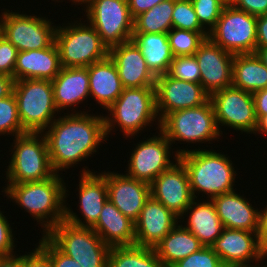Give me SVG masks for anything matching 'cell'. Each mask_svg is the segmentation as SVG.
<instances>
[{
    "instance_id": "obj_1",
    "label": "cell",
    "mask_w": 267,
    "mask_h": 267,
    "mask_svg": "<svg viewBox=\"0 0 267 267\" xmlns=\"http://www.w3.org/2000/svg\"><path fill=\"white\" fill-rule=\"evenodd\" d=\"M66 114L55 119L43 132L55 173L88 159L107 140L104 114L96 116L76 110Z\"/></svg>"
},
{
    "instance_id": "obj_2",
    "label": "cell",
    "mask_w": 267,
    "mask_h": 267,
    "mask_svg": "<svg viewBox=\"0 0 267 267\" xmlns=\"http://www.w3.org/2000/svg\"><path fill=\"white\" fill-rule=\"evenodd\" d=\"M60 174L41 181L7 183L5 196L32 215L46 235L54 226L65 220V205L68 189ZM67 192V193H66Z\"/></svg>"
},
{
    "instance_id": "obj_3",
    "label": "cell",
    "mask_w": 267,
    "mask_h": 267,
    "mask_svg": "<svg viewBox=\"0 0 267 267\" xmlns=\"http://www.w3.org/2000/svg\"><path fill=\"white\" fill-rule=\"evenodd\" d=\"M178 159L185 166L193 197L201 192L207 194L206 199L216 197L235 190L236 171L229 156L206 149H178ZM198 192V193H197ZM196 193V194H195Z\"/></svg>"
},
{
    "instance_id": "obj_4",
    "label": "cell",
    "mask_w": 267,
    "mask_h": 267,
    "mask_svg": "<svg viewBox=\"0 0 267 267\" xmlns=\"http://www.w3.org/2000/svg\"><path fill=\"white\" fill-rule=\"evenodd\" d=\"M107 110L109 114L104 116L107 137L118 126L126 139H132L157 119L156 125L160 130L155 87L124 88Z\"/></svg>"
},
{
    "instance_id": "obj_5",
    "label": "cell",
    "mask_w": 267,
    "mask_h": 267,
    "mask_svg": "<svg viewBox=\"0 0 267 267\" xmlns=\"http://www.w3.org/2000/svg\"><path fill=\"white\" fill-rule=\"evenodd\" d=\"M7 167L8 183H27L52 177L47 141L43 133L27 132L14 137Z\"/></svg>"
},
{
    "instance_id": "obj_6",
    "label": "cell",
    "mask_w": 267,
    "mask_h": 267,
    "mask_svg": "<svg viewBox=\"0 0 267 267\" xmlns=\"http://www.w3.org/2000/svg\"><path fill=\"white\" fill-rule=\"evenodd\" d=\"M22 128L26 132L43 133L56 119L53 88L50 80L22 79L14 81Z\"/></svg>"
},
{
    "instance_id": "obj_7",
    "label": "cell",
    "mask_w": 267,
    "mask_h": 267,
    "mask_svg": "<svg viewBox=\"0 0 267 267\" xmlns=\"http://www.w3.org/2000/svg\"><path fill=\"white\" fill-rule=\"evenodd\" d=\"M62 253L82 267H107L111 247L91 227L63 220L45 235Z\"/></svg>"
},
{
    "instance_id": "obj_8",
    "label": "cell",
    "mask_w": 267,
    "mask_h": 267,
    "mask_svg": "<svg viewBox=\"0 0 267 267\" xmlns=\"http://www.w3.org/2000/svg\"><path fill=\"white\" fill-rule=\"evenodd\" d=\"M57 26L55 43L62 67H88L105 59L109 49L102 43L95 28L81 20Z\"/></svg>"
},
{
    "instance_id": "obj_9",
    "label": "cell",
    "mask_w": 267,
    "mask_h": 267,
    "mask_svg": "<svg viewBox=\"0 0 267 267\" xmlns=\"http://www.w3.org/2000/svg\"><path fill=\"white\" fill-rule=\"evenodd\" d=\"M160 131L171 144L176 141L211 144L222 136L210 99L203 105L168 113L160 121Z\"/></svg>"
},
{
    "instance_id": "obj_10",
    "label": "cell",
    "mask_w": 267,
    "mask_h": 267,
    "mask_svg": "<svg viewBox=\"0 0 267 267\" xmlns=\"http://www.w3.org/2000/svg\"><path fill=\"white\" fill-rule=\"evenodd\" d=\"M83 4L86 21L108 49L132 40L134 18L127 0H86Z\"/></svg>"
},
{
    "instance_id": "obj_11",
    "label": "cell",
    "mask_w": 267,
    "mask_h": 267,
    "mask_svg": "<svg viewBox=\"0 0 267 267\" xmlns=\"http://www.w3.org/2000/svg\"><path fill=\"white\" fill-rule=\"evenodd\" d=\"M257 17L228 3L208 38L232 54L255 53Z\"/></svg>"
},
{
    "instance_id": "obj_12",
    "label": "cell",
    "mask_w": 267,
    "mask_h": 267,
    "mask_svg": "<svg viewBox=\"0 0 267 267\" xmlns=\"http://www.w3.org/2000/svg\"><path fill=\"white\" fill-rule=\"evenodd\" d=\"M4 10L0 15V34L9 40L18 52L48 48L55 42L57 26L52 25L48 17Z\"/></svg>"
},
{
    "instance_id": "obj_13",
    "label": "cell",
    "mask_w": 267,
    "mask_h": 267,
    "mask_svg": "<svg viewBox=\"0 0 267 267\" xmlns=\"http://www.w3.org/2000/svg\"><path fill=\"white\" fill-rule=\"evenodd\" d=\"M213 104L216 122L236 131L253 134L257 126L253 95L233 85L226 87L210 96ZM220 125V126H219Z\"/></svg>"
},
{
    "instance_id": "obj_14",
    "label": "cell",
    "mask_w": 267,
    "mask_h": 267,
    "mask_svg": "<svg viewBox=\"0 0 267 267\" xmlns=\"http://www.w3.org/2000/svg\"><path fill=\"white\" fill-rule=\"evenodd\" d=\"M171 146V142L160 130L158 136L153 135L137 143L129 158L125 174L150 184L174 164V161L170 160Z\"/></svg>"
},
{
    "instance_id": "obj_15",
    "label": "cell",
    "mask_w": 267,
    "mask_h": 267,
    "mask_svg": "<svg viewBox=\"0 0 267 267\" xmlns=\"http://www.w3.org/2000/svg\"><path fill=\"white\" fill-rule=\"evenodd\" d=\"M155 90L159 121L170 112L197 107L210 99L201 83L174 79L168 74L156 77Z\"/></svg>"
},
{
    "instance_id": "obj_16",
    "label": "cell",
    "mask_w": 267,
    "mask_h": 267,
    "mask_svg": "<svg viewBox=\"0 0 267 267\" xmlns=\"http://www.w3.org/2000/svg\"><path fill=\"white\" fill-rule=\"evenodd\" d=\"M175 163L150 183L151 197L180 217L194 199L188 172L174 154Z\"/></svg>"
},
{
    "instance_id": "obj_17",
    "label": "cell",
    "mask_w": 267,
    "mask_h": 267,
    "mask_svg": "<svg viewBox=\"0 0 267 267\" xmlns=\"http://www.w3.org/2000/svg\"><path fill=\"white\" fill-rule=\"evenodd\" d=\"M210 247L224 267L249 266L251 262L257 265L267 257L259 246L257 232L224 228Z\"/></svg>"
},
{
    "instance_id": "obj_18",
    "label": "cell",
    "mask_w": 267,
    "mask_h": 267,
    "mask_svg": "<svg viewBox=\"0 0 267 267\" xmlns=\"http://www.w3.org/2000/svg\"><path fill=\"white\" fill-rule=\"evenodd\" d=\"M194 56L200 69V83L209 96L232 85L234 54L206 38Z\"/></svg>"
},
{
    "instance_id": "obj_19",
    "label": "cell",
    "mask_w": 267,
    "mask_h": 267,
    "mask_svg": "<svg viewBox=\"0 0 267 267\" xmlns=\"http://www.w3.org/2000/svg\"><path fill=\"white\" fill-rule=\"evenodd\" d=\"M85 167L81 172L79 179V188H77L79 197V209L81 221L76 213L70 207L65 205V220L80 227H93L98 221L99 214L108 200V189L106 179L96 172H92Z\"/></svg>"
},
{
    "instance_id": "obj_20",
    "label": "cell",
    "mask_w": 267,
    "mask_h": 267,
    "mask_svg": "<svg viewBox=\"0 0 267 267\" xmlns=\"http://www.w3.org/2000/svg\"><path fill=\"white\" fill-rule=\"evenodd\" d=\"M106 179L108 199L132 221L139 218L146 201L150 198V184L133 179L127 174L100 172Z\"/></svg>"
},
{
    "instance_id": "obj_21",
    "label": "cell",
    "mask_w": 267,
    "mask_h": 267,
    "mask_svg": "<svg viewBox=\"0 0 267 267\" xmlns=\"http://www.w3.org/2000/svg\"><path fill=\"white\" fill-rule=\"evenodd\" d=\"M179 217L153 197L146 201L135 224V245L154 249L178 224Z\"/></svg>"
},
{
    "instance_id": "obj_22",
    "label": "cell",
    "mask_w": 267,
    "mask_h": 267,
    "mask_svg": "<svg viewBox=\"0 0 267 267\" xmlns=\"http://www.w3.org/2000/svg\"><path fill=\"white\" fill-rule=\"evenodd\" d=\"M108 55L117 67L124 88L155 87L156 77L133 40L110 48Z\"/></svg>"
},
{
    "instance_id": "obj_23",
    "label": "cell",
    "mask_w": 267,
    "mask_h": 267,
    "mask_svg": "<svg viewBox=\"0 0 267 267\" xmlns=\"http://www.w3.org/2000/svg\"><path fill=\"white\" fill-rule=\"evenodd\" d=\"M235 191L220 194L211 199L219 219L224 228L257 232L259 209L252 207L247 198H243V195Z\"/></svg>"
},
{
    "instance_id": "obj_24",
    "label": "cell",
    "mask_w": 267,
    "mask_h": 267,
    "mask_svg": "<svg viewBox=\"0 0 267 267\" xmlns=\"http://www.w3.org/2000/svg\"><path fill=\"white\" fill-rule=\"evenodd\" d=\"M60 53L54 42L50 47L40 50L19 51L13 78L15 81L22 79H41L52 81L60 72Z\"/></svg>"
},
{
    "instance_id": "obj_25",
    "label": "cell",
    "mask_w": 267,
    "mask_h": 267,
    "mask_svg": "<svg viewBox=\"0 0 267 267\" xmlns=\"http://www.w3.org/2000/svg\"><path fill=\"white\" fill-rule=\"evenodd\" d=\"M51 84L59 113L81 104L90 96L87 67H62Z\"/></svg>"
},
{
    "instance_id": "obj_26",
    "label": "cell",
    "mask_w": 267,
    "mask_h": 267,
    "mask_svg": "<svg viewBox=\"0 0 267 267\" xmlns=\"http://www.w3.org/2000/svg\"><path fill=\"white\" fill-rule=\"evenodd\" d=\"M90 97L107 109L123 92V85L114 61L108 55L105 59L87 67Z\"/></svg>"
},
{
    "instance_id": "obj_27",
    "label": "cell",
    "mask_w": 267,
    "mask_h": 267,
    "mask_svg": "<svg viewBox=\"0 0 267 267\" xmlns=\"http://www.w3.org/2000/svg\"><path fill=\"white\" fill-rule=\"evenodd\" d=\"M92 229L110 247L135 245V224L109 199L105 202Z\"/></svg>"
},
{
    "instance_id": "obj_28",
    "label": "cell",
    "mask_w": 267,
    "mask_h": 267,
    "mask_svg": "<svg viewBox=\"0 0 267 267\" xmlns=\"http://www.w3.org/2000/svg\"><path fill=\"white\" fill-rule=\"evenodd\" d=\"M205 201V202H204ZM199 202L192 200L179 219H183L187 214V225L183 227L193 233L204 246H211L222 234L224 226L219 219L214 203L211 199ZM188 213H190L188 215ZM183 215H185L183 217Z\"/></svg>"
},
{
    "instance_id": "obj_29",
    "label": "cell",
    "mask_w": 267,
    "mask_h": 267,
    "mask_svg": "<svg viewBox=\"0 0 267 267\" xmlns=\"http://www.w3.org/2000/svg\"><path fill=\"white\" fill-rule=\"evenodd\" d=\"M132 40L140 48L148 69L155 77L168 73L174 56L167 33H133Z\"/></svg>"
},
{
    "instance_id": "obj_30",
    "label": "cell",
    "mask_w": 267,
    "mask_h": 267,
    "mask_svg": "<svg viewBox=\"0 0 267 267\" xmlns=\"http://www.w3.org/2000/svg\"><path fill=\"white\" fill-rule=\"evenodd\" d=\"M204 245L183 225L177 224L154 248L158 258L166 267L199 251Z\"/></svg>"
},
{
    "instance_id": "obj_31",
    "label": "cell",
    "mask_w": 267,
    "mask_h": 267,
    "mask_svg": "<svg viewBox=\"0 0 267 267\" xmlns=\"http://www.w3.org/2000/svg\"><path fill=\"white\" fill-rule=\"evenodd\" d=\"M232 85L252 94L267 88V67L256 53L234 55Z\"/></svg>"
},
{
    "instance_id": "obj_32",
    "label": "cell",
    "mask_w": 267,
    "mask_h": 267,
    "mask_svg": "<svg viewBox=\"0 0 267 267\" xmlns=\"http://www.w3.org/2000/svg\"><path fill=\"white\" fill-rule=\"evenodd\" d=\"M107 267H166L152 248L114 246L108 255Z\"/></svg>"
},
{
    "instance_id": "obj_33",
    "label": "cell",
    "mask_w": 267,
    "mask_h": 267,
    "mask_svg": "<svg viewBox=\"0 0 267 267\" xmlns=\"http://www.w3.org/2000/svg\"><path fill=\"white\" fill-rule=\"evenodd\" d=\"M175 0H165L134 18L133 33H168L172 29Z\"/></svg>"
},
{
    "instance_id": "obj_34",
    "label": "cell",
    "mask_w": 267,
    "mask_h": 267,
    "mask_svg": "<svg viewBox=\"0 0 267 267\" xmlns=\"http://www.w3.org/2000/svg\"><path fill=\"white\" fill-rule=\"evenodd\" d=\"M208 33L172 28L167 34L173 56L194 55L199 46L208 38Z\"/></svg>"
},
{
    "instance_id": "obj_35",
    "label": "cell",
    "mask_w": 267,
    "mask_h": 267,
    "mask_svg": "<svg viewBox=\"0 0 267 267\" xmlns=\"http://www.w3.org/2000/svg\"><path fill=\"white\" fill-rule=\"evenodd\" d=\"M25 133L20 123L15 95L12 93L0 99V135L18 136Z\"/></svg>"
},
{
    "instance_id": "obj_36",
    "label": "cell",
    "mask_w": 267,
    "mask_h": 267,
    "mask_svg": "<svg viewBox=\"0 0 267 267\" xmlns=\"http://www.w3.org/2000/svg\"><path fill=\"white\" fill-rule=\"evenodd\" d=\"M172 28L194 32H208L198 20L191 0H175L172 15Z\"/></svg>"
},
{
    "instance_id": "obj_37",
    "label": "cell",
    "mask_w": 267,
    "mask_h": 267,
    "mask_svg": "<svg viewBox=\"0 0 267 267\" xmlns=\"http://www.w3.org/2000/svg\"><path fill=\"white\" fill-rule=\"evenodd\" d=\"M199 23L209 32L221 16L226 0H191Z\"/></svg>"
},
{
    "instance_id": "obj_38",
    "label": "cell",
    "mask_w": 267,
    "mask_h": 267,
    "mask_svg": "<svg viewBox=\"0 0 267 267\" xmlns=\"http://www.w3.org/2000/svg\"><path fill=\"white\" fill-rule=\"evenodd\" d=\"M167 74L174 79L200 83V69L194 55L174 57Z\"/></svg>"
},
{
    "instance_id": "obj_39",
    "label": "cell",
    "mask_w": 267,
    "mask_h": 267,
    "mask_svg": "<svg viewBox=\"0 0 267 267\" xmlns=\"http://www.w3.org/2000/svg\"><path fill=\"white\" fill-rule=\"evenodd\" d=\"M172 267H224L219 256L210 246H204L199 251L178 261Z\"/></svg>"
},
{
    "instance_id": "obj_40",
    "label": "cell",
    "mask_w": 267,
    "mask_h": 267,
    "mask_svg": "<svg viewBox=\"0 0 267 267\" xmlns=\"http://www.w3.org/2000/svg\"><path fill=\"white\" fill-rule=\"evenodd\" d=\"M37 246L50 257L53 267H82L76 260L62 253L45 235L39 239Z\"/></svg>"
},
{
    "instance_id": "obj_41",
    "label": "cell",
    "mask_w": 267,
    "mask_h": 267,
    "mask_svg": "<svg viewBox=\"0 0 267 267\" xmlns=\"http://www.w3.org/2000/svg\"><path fill=\"white\" fill-rule=\"evenodd\" d=\"M17 53L16 47L0 34V74L13 77Z\"/></svg>"
},
{
    "instance_id": "obj_42",
    "label": "cell",
    "mask_w": 267,
    "mask_h": 267,
    "mask_svg": "<svg viewBox=\"0 0 267 267\" xmlns=\"http://www.w3.org/2000/svg\"><path fill=\"white\" fill-rule=\"evenodd\" d=\"M4 212L0 210V257H7L16 254L13 250L16 244L9 220L7 216L3 215ZM15 244V245H14Z\"/></svg>"
},
{
    "instance_id": "obj_43",
    "label": "cell",
    "mask_w": 267,
    "mask_h": 267,
    "mask_svg": "<svg viewBox=\"0 0 267 267\" xmlns=\"http://www.w3.org/2000/svg\"><path fill=\"white\" fill-rule=\"evenodd\" d=\"M230 4L256 17L267 14V0H231Z\"/></svg>"
},
{
    "instance_id": "obj_44",
    "label": "cell",
    "mask_w": 267,
    "mask_h": 267,
    "mask_svg": "<svg viewBox=\"0 0 267 267\" xmlns=\"http://www.w3.org/2000/svg\"><path fill=\"white\" fill-rule=\"evenodd\" d=\"M23 267H53L50 257L38 246L23 255Z\"/></svg>"
},
{
    "instance_id": "obj_45",
    "label": "cell",
    "mask_w": 267,
    "mask_h": 267,
    "mask_svg": "<svg viewBox=\"0 0 267 267\" xmlns=\"http://www.w3.org/2000/svg\"><path fill=\"white\" fill-rule=\"evenodd\" d=\"M257 238L260 248L267 254V204L259 211Z\"/></svg>"
},
{
    "instance_id": "obj_46",
    "label": "cell",
    "mask_w": 267,
    "mask_h": 267,
    "mask_svg": "<svg viewBox=\"0 0 267 267\" xmlns=\"http://www.w3.org/2000/svg\"><path fill=\"white\" fill-rule=\"evenodd\" d=\"M131 16L135 18L139 14L152 9L165 0H127Z\"/></svg>"
},
{
    "instance_id": "obj_47",
    "label": "cell",
    "mask_w": 267,
    "mask_h": 267,
    "mask_svg": "<svg viewBox=\"0 0 267 267\" xmlns=\"http://www.w3.org/2000/svg\"><path fill=\"white\" fill-rule=\"evenodd\" d=\"M256 49L267 48V14L257 17Z\"/></svg>"
},
{
    "instance_id": "obj_48",
    "label": "cell",
    "mask_w": 267,
    "mask_h": 267,
    "mask_svg": "<svg viewBox=\"0 0 267 267\" xmlns=\"http://www.w3.org/2000/svg\"><path fill=\"white\" fill-rule=\"evenodd\" d=\"M255 104V114L257 120L267 114V89L257 91L252 94Z\"/></svg>"
},
{
    "instance_id": "obj_49",
    "label": "cell",
    "mask_w": 267,
    "mask_h": 267,
    "mask_svg": "<svg viewBox=\"0 0 267 267\" xmlns=\"http://www.w3.org/2000/svg\"><path fill=\"white\" fill-rule=\"evenodd\" d=\"M14 81L13 77L0 74V99L13 93Z\"/></svg>"
},
{
    "instance_id": "obj_50",
    "label": "cell",
    "mask_w": 267,
    "mask_h": 267,
    "mask_svg": "<svg viewBox=\"0 0 267 267\" xmlns=\"http://www.w3.org/2000/svg\"><path fill=\"white\" fill-rule=\"evenodd\" d=\"M0 267H23V255L0 257Z\"/></svg>"
},
{
    "instance_id": "obj_51",
    "label": "cell",
    "mask_w": 267,
    "mask_h": 267,
    "mask_svg": "<svg viewBox=\"0 0 267 267\" xmlns=\"http://www.w3.org/2000/svg\"><path fill=\"white\" fill-rule=\"evenodd\" d=\"M264 134L265 136L267 135V114L262 115L258 120H257V126L253 134Z\"/></svg>"
},
{
    "instance_id": "obj_52",
    "label": "cell",
    "mask_w": 267,
    "mask_h": 267,
    "mask_svg": "<svg viewBox=\"0 0 267 267\" xmlns=\"http://www.w3.org/2000/svg\"><path fill=\"white\" fill-rule=\"evenodd\" d=\"M255 53L262 63L267 67V48L256 49Z\"/></svg>"
},
{
    "instance_id": "obj_53",
    "label": "cell",
    "mask_w": 267,
    "mask_h": 267,
    "mask_svg": "<svg viewBox=\"0 0 267 267\" xmlns=\"http://www.w3.org/2000/svg\"><path fill=\"white\" fill-rule=\"evenodd\" d=\"M72 1L73 3H75V5L78 3V5H81L83 4L86 0H70Z\"/></svg>"
},
{
    "instance_id": "obj_54",
    "label": "cell",
    "mask_w": 267,
    "mask_h": 267,
    "mask_svg": "<svg viewBox=\"0 0 267 267\" xmlns=\"http://www.w3.org/2000/svg\"><path fill=\"white\" fill-rule=\"evenodd\" d=\"M260 264H258L257 266L255 265H249V266H238V267H267V265L264 266H259Z\"/></svg>"
}]
</instances>
